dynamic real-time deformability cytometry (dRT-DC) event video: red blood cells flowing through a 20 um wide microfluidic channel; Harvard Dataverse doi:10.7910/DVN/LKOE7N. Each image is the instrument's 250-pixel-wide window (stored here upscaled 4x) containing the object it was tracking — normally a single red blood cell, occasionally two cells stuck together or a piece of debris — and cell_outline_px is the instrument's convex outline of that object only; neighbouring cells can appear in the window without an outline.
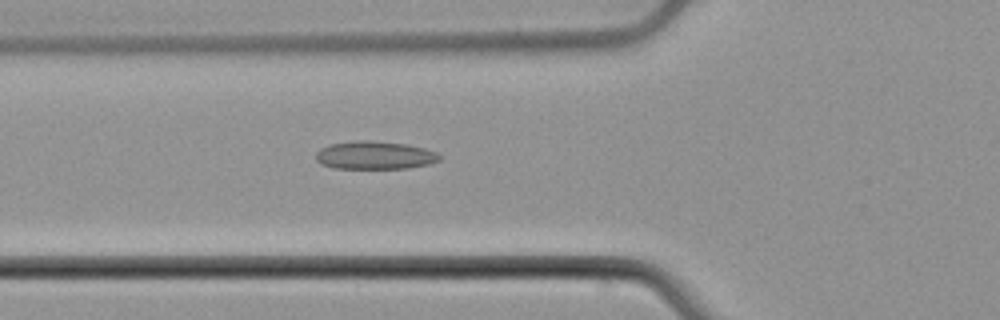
{"species": "common noctule bat (a hibernating species)", "species_latin": "Nyctalus noctula", "temperature_condition": "cold", "stored_images_in_passage": 47, "camera_frame_rate_fps": 3000, "um_per_image_px": 0.085, "animal": {"sex": "male", "body_mass_g": 21.5, "forearm_length_mm": 52.0}, "frame": {"image": 1, "passage_image": 13, "time_ms": 4.0, "image_size_px": [1000, 320], "cell_outline_px": [[440, 160], [428, 164], [408, 168], [332, 168], [320, 164], [316, 160], [316, 152], [320, 148], [328, 144], [356, 140], [372, 140], [408, 144], [424, 148], [436, 152], [440, 156]], "centroid_in_image_um": [31.82, 13.18], "position_along_channel_um": 94.0, "area_um2": 20.4}}
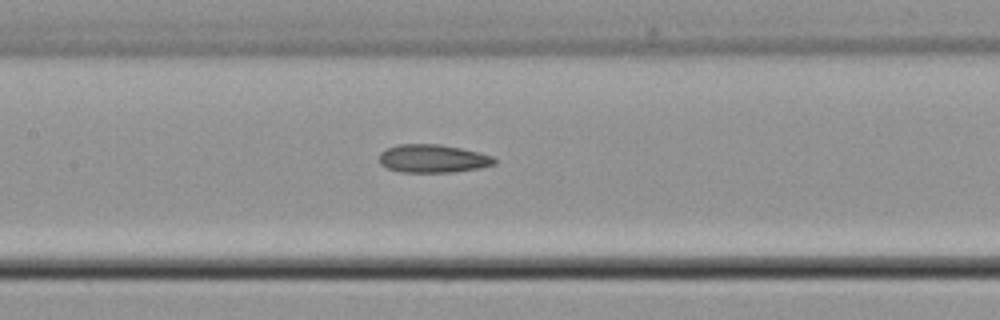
{"frame": {"image": 2, "passage_image": 19, "time_ms": 6.0, "image_size_px": [1000, 320], "cell_outline_px": [[496, 164], [480, 168], [452, 172], [400, 172], [388, 168], [380, 164], [380, 152], [396, 144], [440, 144], [480, 152], [492, 156], [496, 160]], "centroid_in_image_um": [36.8, 13.48], "position_along_channel_um": 170.6, "area_um2": 18.96}}
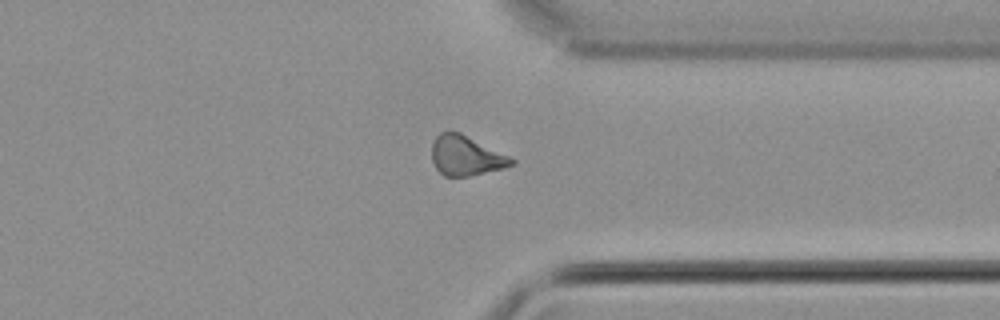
{"frame": {"image": 3, "passage_image": 35, "time_ms": 11.333, "image_size_px": [1000, 320], "cell_outline_px": [[516, 164], [504, 168], [468, 176], [444, 176], [436, 168], [432, 160], [432, 144], [436, 136], [440, 132], [460, 132], [516, 160]], "centroid_in_image_um": [39.6, 13.24], "position_along_channel_um": 371.8, "area_um2": 18.26}, "authors_computed_cell_mechanics": {"area_um2": 18.7272, "velocity_mm_per_s": 3.8104, "shape_relaxation_time_tau1_ms": null, "shape_relaxation_time_tau2_ms": 5.375, "deformation_change_tau1": null, "deformation_change_tau2": 0.1326}}